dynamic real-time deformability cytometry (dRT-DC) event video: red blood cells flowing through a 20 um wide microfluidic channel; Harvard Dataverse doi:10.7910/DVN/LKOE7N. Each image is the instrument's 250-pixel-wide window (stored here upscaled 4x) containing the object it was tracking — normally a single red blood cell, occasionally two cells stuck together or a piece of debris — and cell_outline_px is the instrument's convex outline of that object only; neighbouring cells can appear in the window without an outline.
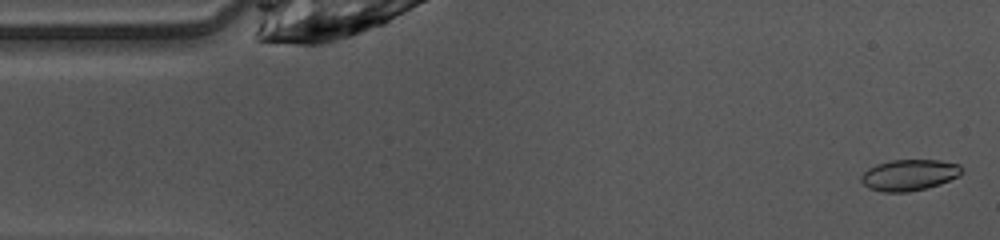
{"species": "common noctule bat (a hibernating species)", "species_latin": "Nyctalus noctula", "temperature_condition": "warm", "stored_images_in_passage": 47, "camera_frame_rate_fps": 3000, "um_per_image_px": 0.085, "animal": {"sex": "female", "body_mass_g": 10.0, "forearm_length_mm": 53.1}, "frame": {"image": 1, "passage_image": 1, "time_ms": 0.0, "image_size_px": [1000, 240], "cell_outline_px": [[964, 172], [960, 176], [940, 184], [928, 188], [908, 192], [884, 192], [868, 188], [860, 180], [860, 176], [868, 168], [876, 164], [892, 160], [940, 160], [960, 164], [964, 168]], "centroid_in_image_um": [77.32, 14.87], "position_along_channel_um": 7.7, "area_um2": 18.55}}
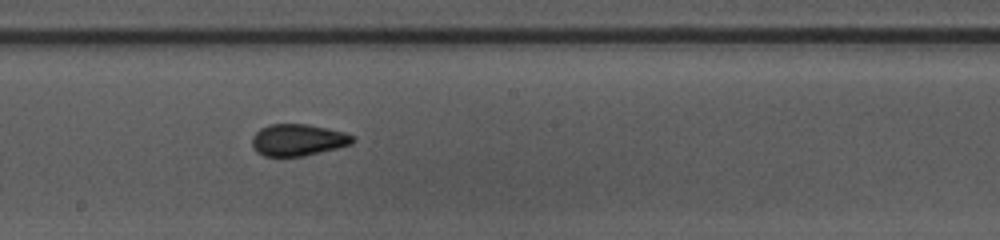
{"frame": {"image": 2, "passage_image": 24, "time_ms": 7.667, "image_size_px": [1000, 240], "cell_outline_px": [[356, 140], [352, 144], [304, 156], [264, 156], [256, 152], [252, 144], [252, 136], [260, 128], [272, 124], [304, 124], [344, 132], [352, 136]], "centroid_in_image_um": [25.3, 11.9], "position_along_channel_um": 222.9, "area_um2": 18.44}}
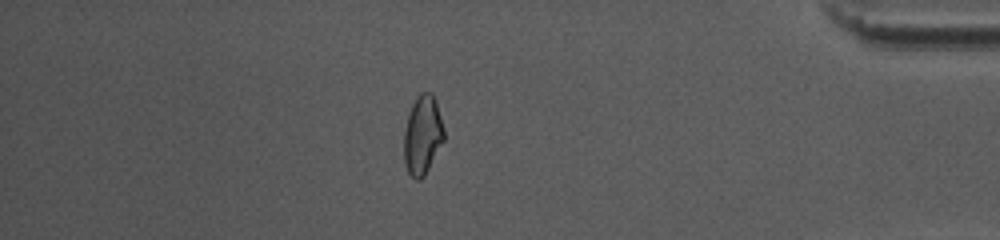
{"frame": {"image": 3, "passage_image": 40, "time_ms": 13.0, "image_size_px": [1000, 240], "cell_outline_px": [[444, 140], [424, 176], [420, 180], [416, 180], [408, 172], [404, 164], [404, 132], [408, 116], [412, 104], [416, 96], [420, 92], [432, 92], [436, 100], [444, 128]], "centroid_in_image_um": [35.92, 11.46], "position_along_channel_um": 399.3, "area_um2": 18.5}, "authors_computed_cell_mechanics": {"area_um2": 18.496, "velocity_mm_per_s": 4.1068, "shape_relaxation_time_tau1_ms": null, "shape_relaxation_time_tau2_ms": 1.1955, "deformation_change_tau1": null, "deformation_change_tau2": 0.0601}}